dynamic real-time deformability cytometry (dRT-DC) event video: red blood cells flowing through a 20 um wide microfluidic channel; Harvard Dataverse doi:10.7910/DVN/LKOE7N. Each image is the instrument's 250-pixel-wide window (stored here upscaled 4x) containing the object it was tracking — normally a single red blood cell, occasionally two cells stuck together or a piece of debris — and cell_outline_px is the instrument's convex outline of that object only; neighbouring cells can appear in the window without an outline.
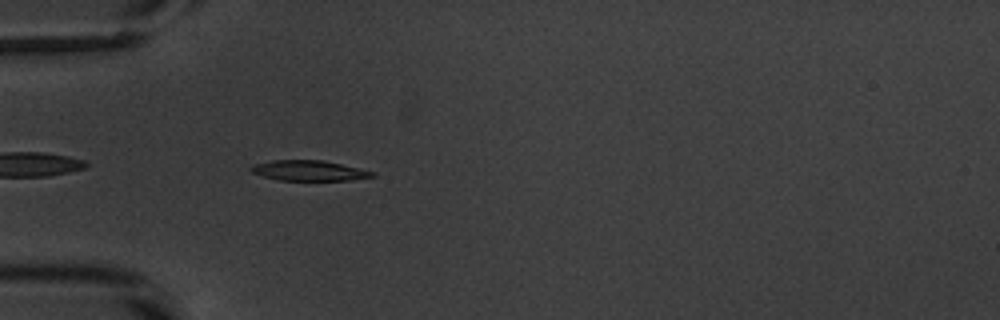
{"species": "common noctule bat (a hibernating species)", "species_latin": "Nyctalus noctula", "temperature_condition": "warm", "stored_images_in_passage": 41, "camera_frame_rate_fps": 3000, "um_per_image_px": 0.085, "animal": {"sex": "male", "body_mass_g": 20.1, "forearm_length_mm": 53.5}, "frame": {"image": 1, "passage_image": 4, "time_ms": 1.0, "image_size_px": [1000, 320], "cell_outline_px": [[376, 176], [352, 180], [280, 180], [264, 176], [252, 172], [248, 168], [256, 164], [272, 160], [324, 160], [376, 172]], "centroid_in_image_um": [26.31, 14.5], "position_along_channel_um": 58.7, "area_um2": 14.28}}
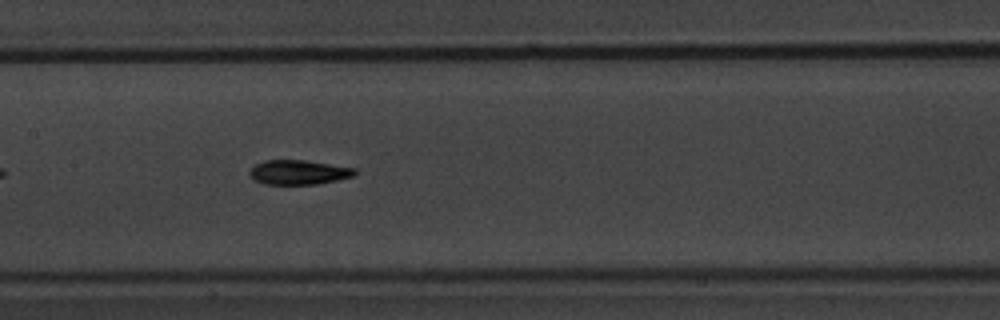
{"frame": {"image": 2, "passage_image": 14, "time_ms": 4.333, "image_size_px": [1000, 320], "cell_outline_px": [[356, 172], [352, 176], [336, 180], [316, 184], [264, 184], [256, 180], [248, 172], [256, 164], [264, 160], [304, 160], [356, 168]], "centroid_in_image_um": [25.38, 14.64], "position_along_channel_um": 182.0, "area_um2": 14.8}}
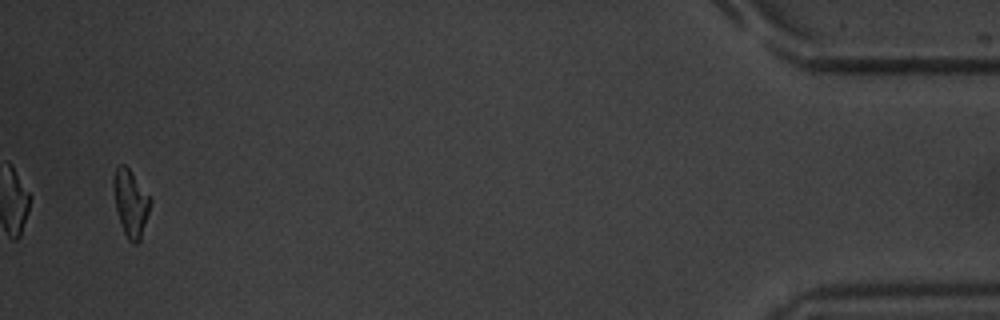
{"frame": {"image": 3, "passage_image": 39, "time_ms": 12.667, "image_size_px": [1000, 320], "cell_outline_px": [[152, 200], [140, 240], [136, 244], [132, 244], [128, 240], [124, 232], [116, 208], [112, 188], [112, 180], [116, 168], [120, 164], [124, 164], [128, 168]], "centroid_in_image_um": [11.09, 17.26], "position_along_channel_um": 424.1, "area_um2": 14.1}, "authors_computed_cell_mechanics": {"area_um2": 14.9702, "velocity_mm_per_s": 3.8445, "shape_relaxation_time_tau1_ms": 3.3055, "shape_relaxation_time_tau2_ms": 3.0393, "deformation_change_tau1": 0.1644, "deformation_change_tau2": 0.1001}}